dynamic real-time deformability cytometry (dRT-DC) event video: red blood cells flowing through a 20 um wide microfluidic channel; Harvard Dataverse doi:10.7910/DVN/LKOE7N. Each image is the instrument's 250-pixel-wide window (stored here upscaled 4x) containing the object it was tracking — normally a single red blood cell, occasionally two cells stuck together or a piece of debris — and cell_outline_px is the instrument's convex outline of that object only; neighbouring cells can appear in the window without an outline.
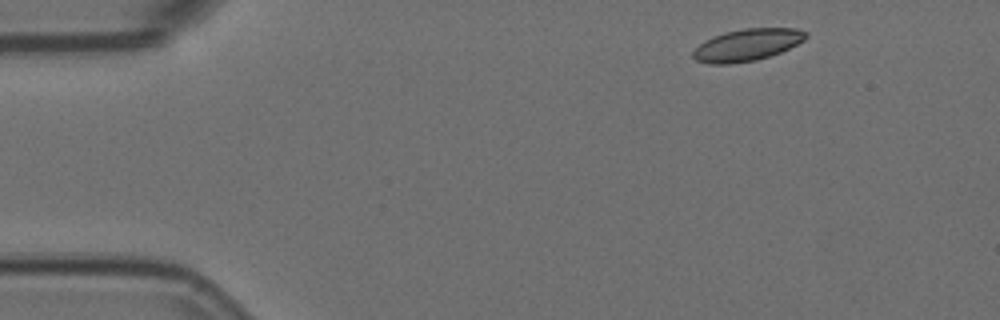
{"species": "Egyptian fruit bat (a non-hibernating species)", "species_latin": "Rousettus aegyptiacus", "temperature_condition": "room temperature", "stored_images_in_passage": 6, "camera_frame_rate_fps": 3000, "um_per_image_px": 0.085, "animal": {"sex": "female"}, "frame": {"image": 1, "passage_image": 1, "time_ms": 0.0, "image_size_px": [1000, 320], "cell_outline_px": [[808, 36], [804, 40], [780, 52], [756, 60], [732, 64], [708, 64], [696, 60], [692, 56], [692, 52], [704, 40], [724, 32], [744, 28], [796, 28], [808, 32]], "centroid_in_image_um": [63.49, 3.81], "position_along_channel_um": 21.5, "area_um2": 21.04}}
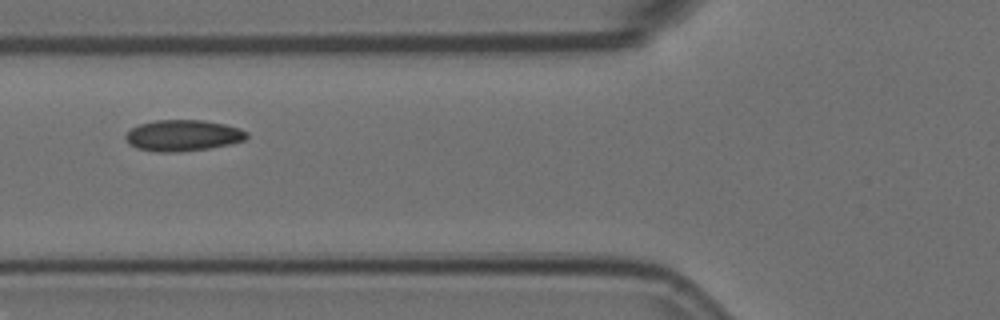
{"frame": {"image": 2, "passage_image": 5, "time_ms": 1.333, "image_size_px": [1000, 320], "cell_outline_px": [[248, 136], [244, 140], [232, 144], [208, 148], [176, 152], [156, 152], [136, 148], [128, 144], [124, 136], [132, 128], [140, 124], [156, 120], [204, 120], [224, 124], [240, 128], [248, 132]], "centroid_in_image_um": [15.55, 11.52], "position_along_channel_um": 110.2, "area_um2": 22.08}}
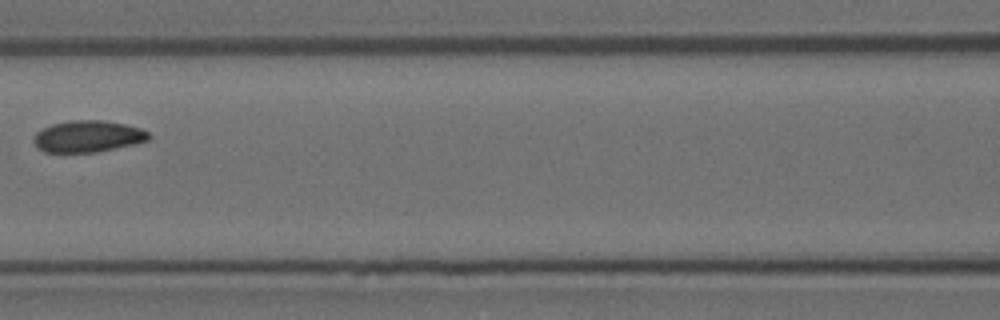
{"frame": {"image": 3, "passage_image": 6, "time_ms": 1.667, "image_size_px": [1000, 320], "cell_outline_px": [[152, 136], [148, 140], [136, 144], [96, 152], [44, 152], [36, 148], [32, 140], [36, 132], [52, 124], [72, 120], [104, 120], [124, 124], [140, 128], [148, 132]], "centroid_in_image_um": [7.46, 11.6], "position_along_channel_um": 159.1, "area_um2": 21.33}}